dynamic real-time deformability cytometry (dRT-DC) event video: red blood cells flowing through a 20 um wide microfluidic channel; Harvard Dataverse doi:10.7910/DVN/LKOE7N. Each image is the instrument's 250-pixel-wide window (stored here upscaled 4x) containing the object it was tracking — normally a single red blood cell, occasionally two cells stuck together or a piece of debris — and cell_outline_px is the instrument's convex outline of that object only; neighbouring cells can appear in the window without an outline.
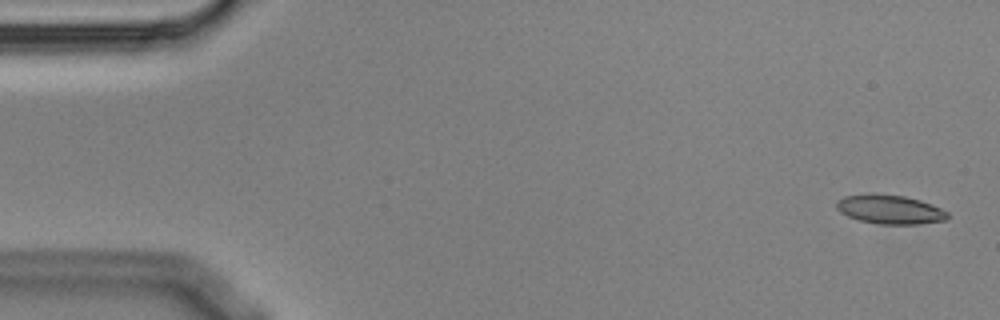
{"species": "Egyptian fruit bat (a non-hibernating species)", "species_latin": "Rousettus aegyptiacus", "temperature_condition": "cold", "stored_images_in_passage": 6, "camera_frame_rate_fps": 3000, "um_per_image_px": 0.085, "animal": {"sex": "male"}, "frame": {"image": 1, "passage_image": 1, "time_ms": 0.0, "image_size_px": [1000, 320], "cell_outline_px": [[948, 216], [944, 220], [916, 224], [880, 224], [860, 220], [848, 216], [840, 212], [836, 208], [836, 200], [844, 196], [868, 192], [876, 192], [904, 196], [920, 200], [932, 204], [948, 212]], "centroid_in_image_um": [75.58, 17.77], "position_along_channel_um": 9.4, "area_um2": 19.02}}
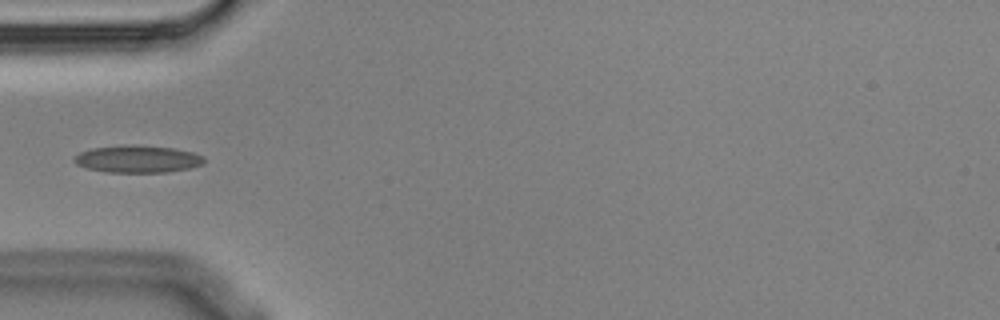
{"frame": {"image": 2, "passage_image": 5, "time_ms": 1.333, "image_size_px": [1000, 320], "cell_outline_px": [[204, 164], [188, 168], [168, 172], [104, 172], [88, 168], [76, 164], [72, 160], [80, 152], [92, 148], [124, 144], [172, 148], [192, 152], [204, 156]], "centroid_in_image_um": [11.68, 13.51], "position_along_channel_um": 73.3, "area_um2": 20.58}}
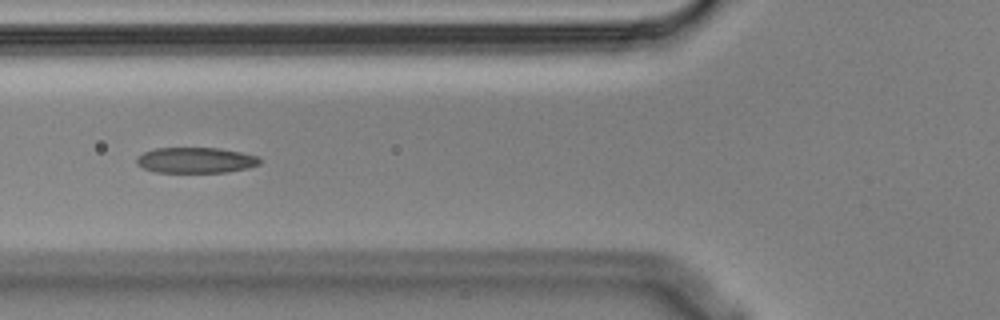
{"frame": {"image": 3, "passage_image": 6, "time_ms": 1.667, "image_size_px": [1000, 320], "cell_outline_px": [[260, 164], [248, 168], [224, 172], [156, 172], [144, 168], [136, 164], [136, 156], [144, 152], [156, 148], [220, 148], [260, 156]], "centroid_in_image_um": [16.63, 13.61], "position_along_channel_um": 109.2, "area_um2": 18.44}}